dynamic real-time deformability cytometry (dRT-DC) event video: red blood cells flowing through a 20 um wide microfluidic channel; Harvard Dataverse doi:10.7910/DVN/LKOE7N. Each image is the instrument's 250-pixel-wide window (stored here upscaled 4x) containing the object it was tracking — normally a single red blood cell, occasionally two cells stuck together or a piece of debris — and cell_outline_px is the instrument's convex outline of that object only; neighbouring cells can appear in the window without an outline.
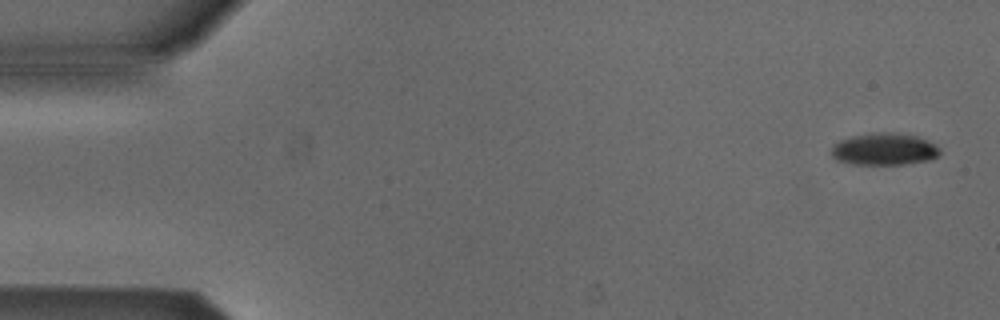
{"species": "Egyptian fruit bat (a non-hibernating species)", "species_latin": "Rousettus aegyptiacus", "temperature_condition": "cold", "stored_images_in_passage": 5, "camera_frame_rate_fps": 3000, "um_per_image_px": 0.085, "animal": {"sex": "male"}, "frame": {"image": 1, "passage_image": 1, "time_ms": 0.0, "image_size_px": [1000, 320], "cell_outline_px": [[940, 152], [936, 156], [928, 160], [904, 164], [852, 164], [836, 160], [832, 156], [832, 144], [840, 140], [852, 136], [884, 132], [892, 132], [916, 136], [928, 140], [936, 144], [940, 148]], "centroid_in_image_um": [75.15, 12.68], "position_along_channel_um": 9.8, "area_um2": 20.17}}
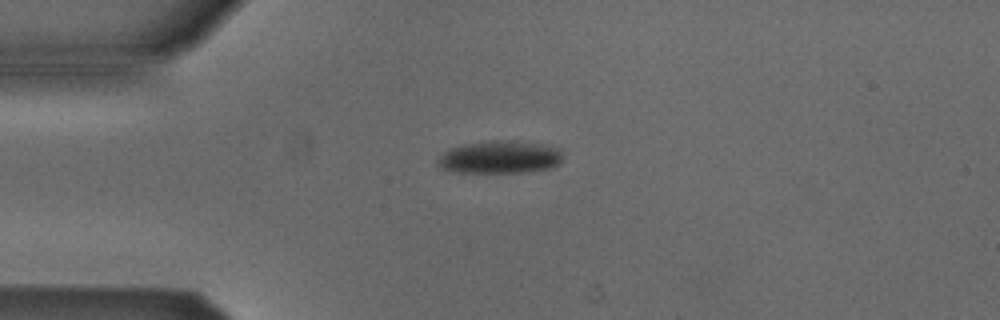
{"frame": {"image": 2, "passage_image": 4, "time_ms": 1.0, "image_size_px": [1000, 320], "cell_outline_px": [[560, 164], [548, 168], [520, 172], [460, 172], [444, 168], [436, 164], [436, 160], [448, 148], [464, 144], [492, 140], [508, 140], [540, 144], [560, 148]], "centroid_in_image_um": [42.45, 13.34], "position_along_channel_um": 42.5, "area_um2": 23.52}}